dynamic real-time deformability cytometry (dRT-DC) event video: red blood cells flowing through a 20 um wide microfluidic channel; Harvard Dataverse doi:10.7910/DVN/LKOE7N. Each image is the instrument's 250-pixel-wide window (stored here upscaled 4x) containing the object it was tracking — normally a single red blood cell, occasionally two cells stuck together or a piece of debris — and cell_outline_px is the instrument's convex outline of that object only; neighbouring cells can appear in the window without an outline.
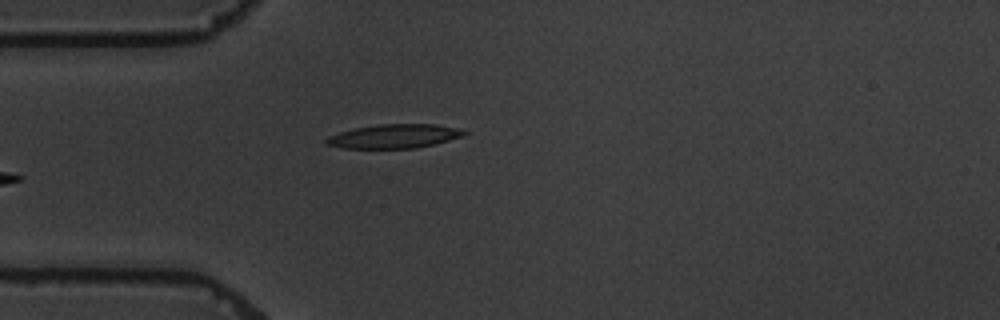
{"species": "common noctule bat (a hibernating species)", "species_latin": "Nyctalus noctula", "temperature_condition": "warm", "stored_images_in_passage": 5, "camera_frame_rate_fps": 3000, "um_per_image_px": 0.085, "animal": {"sex": "male", "body_mass_g": 19.5, "forearm_length_mm": 54.6}, "frame": {"image": 1, "passage_image": 5, "time_ms": 5.667, "image_size_px": [1000, 320], "cell_outline_px": [[468, 132], [460, 136], [448, 140], [416, 148], [344, 148], [324, 144], [324, 140], [328, 136], [352, 128], [376, 124], [436, 124], [460, 128]], "centroid_in_image_um": [33.45, 11.57], "position_along_channel_um": 51.5, "area_um2": 19.25}}